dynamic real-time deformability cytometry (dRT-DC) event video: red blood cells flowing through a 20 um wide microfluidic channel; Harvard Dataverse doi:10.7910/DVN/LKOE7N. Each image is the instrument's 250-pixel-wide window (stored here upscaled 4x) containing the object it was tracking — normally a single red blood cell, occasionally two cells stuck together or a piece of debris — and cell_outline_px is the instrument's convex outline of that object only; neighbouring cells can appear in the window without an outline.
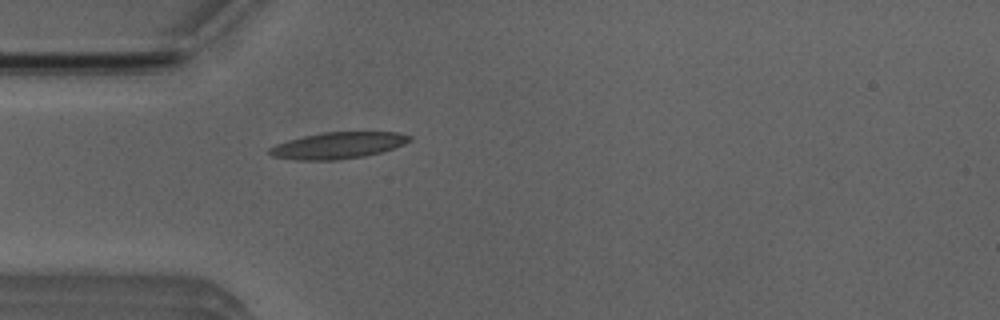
{"species": "Egyptian fruit bat (a non-hibernating species)", "species_latin": "Rousettus aegyptiacus", "temperature_condition": "room temperature", "stored_images_in_passage": 1, "camera_frame_rate_fps": 3000, "um_per_image_px": 0.085, "animal": {"sex": "male"}, "frame": {"image": 1, "passage_image": 1, "time_ms": 0.0, "image_size_px": [1000, 320], "cell_outline_px": [[412, 140], [404, 144], [380, 152], [364, 156], [336, 160], [300, 160], [272, 156], [268, 152], [268, 148], [276, 144], [288, 140], [304, 136], [324, 132], [396, 132], [412, 136]], "centroid_in_image_um": [28.72, 12.36], "position_along_channel_um": 56.3, "area_um2": 21.44}}